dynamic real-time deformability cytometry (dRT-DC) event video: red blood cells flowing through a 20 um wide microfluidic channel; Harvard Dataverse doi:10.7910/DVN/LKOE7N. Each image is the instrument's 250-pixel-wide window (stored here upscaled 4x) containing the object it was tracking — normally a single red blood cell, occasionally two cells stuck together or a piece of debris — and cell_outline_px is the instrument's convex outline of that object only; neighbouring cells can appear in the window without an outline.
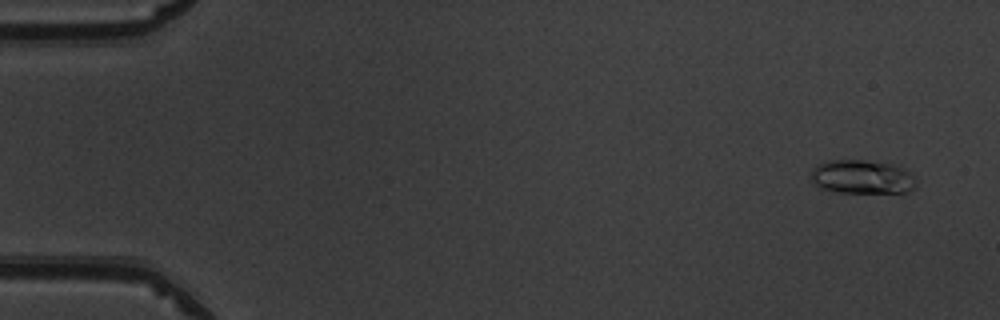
{"species": "common noctule bat (a hibernating species)", "species_latin": "Nyctalus noctula", "temperature_condition": "warm", "stored_images_in_passage": 51, "camera_frame_rate_fps": 3000, "um_per_image_px": 0.085, "animal": {"sex": "male", "body_mass_g": 19.5, "forearm_length_mm": 54.6}, "frame": {"image": 1, "passage_image": 3, "time_ms": 0.667, "image_size_px": [1000, 320], "cell_outline_px": [[916, 188], [908, 192], [840, 192], [820, 188], [812, 180], [812, 168], [824, 160], [864, 160], [892, 164], [904, 168], [916, 180]], "centroid_in_image_um": [73.28, 15.03], "position_along_channel_um": 11.7, "area_um2": 20.69}}
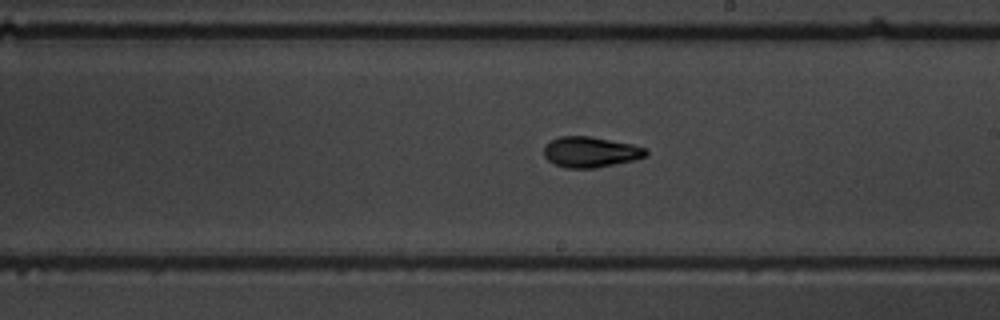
{"frame": {"image": 2, "passage_image": 30, "time_ms": 9.667, "image_size_px": [1000, 320], "cell_outline_px": [[648, 156], [632, 160], [596, 168], [564, 168], [548, 160], [544, 156], [544, 148], [552, 140], [560, 136], [588, 136], [632, 144], [644, 148], [648, 152]], "centroid_in_image_um": [50.19, 12.93], "position_along_channel_um": 238.8, "area_um2": 17.98}}
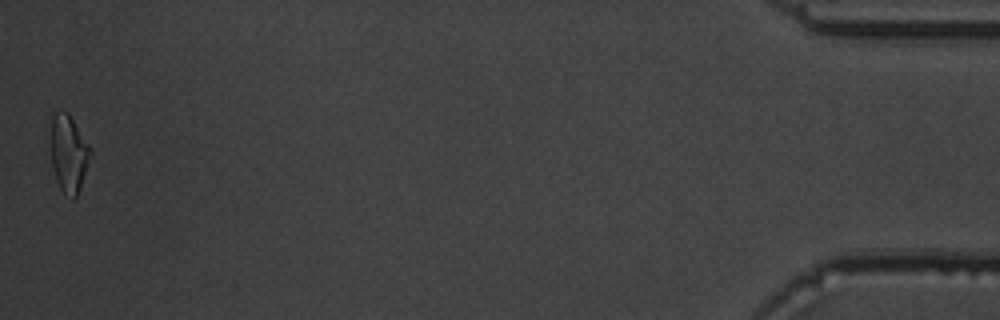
{"frame": {"image": 3, "passage_image": 51, "time_ms": 16.667, "image_size_px": [1000, 320], "cell_outline_px": [[92, 152], [76, 196], [72, 200], [60, 188], [56, 180], [52, 164], [52, 112], [68, 112], [88, 144]], "centroid_in_image_um": [5.83, 13.04], "position_along_channel_um": 429.4, "area_um2": 17.22}, "authors_computed_cell_mechanics": {"area_um2": 17.918, "velocity_mm_per_s": 4.0148, "shape_relaxation_time_tau1_ms": 3.5711, "shape_relaxation_time_tau2_ms": 2.225, "deformation_change_tau1": 0.1713, "deformation_change_tau2": 0.0837}}